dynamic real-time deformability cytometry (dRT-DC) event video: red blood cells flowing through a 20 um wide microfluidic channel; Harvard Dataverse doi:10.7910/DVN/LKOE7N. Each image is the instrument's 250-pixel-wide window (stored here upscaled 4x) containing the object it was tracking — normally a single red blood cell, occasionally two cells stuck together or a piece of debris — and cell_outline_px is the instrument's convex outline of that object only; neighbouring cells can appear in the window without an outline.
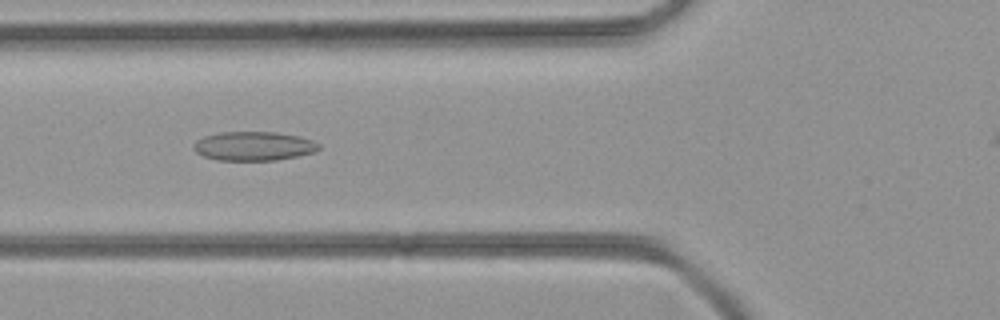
{"species": "common noctule bat (a hibernating species)", "species_latin": "Nyctalus noctula", "temperature_condition": "room temperature", "stored_images_in_passage": 38, "camera_frame_rate_fps": 3000, "um_per_image_px": 0.085, "animal": {"sex": "female", "body_mass_g": 21.9}, "frame": {"image": 1, "passage_image": 15, "time_ms": 4.667, "image_size_px": [1000, 320], "cell_outline_px": [[320, 148], [312, 152], [296, 156], [276, 160], [216, 160], [204, 156], [196, 152], [192, 148], [192, 144], [196, 140], [204, 136], [220, 132], [276, 132], [300, 136], [312, 140], [320, 144]], "centroid_in_image_um": [21.53, 12.41], "position_along_channel_um": 104.3, "area_um2": 21.21}}
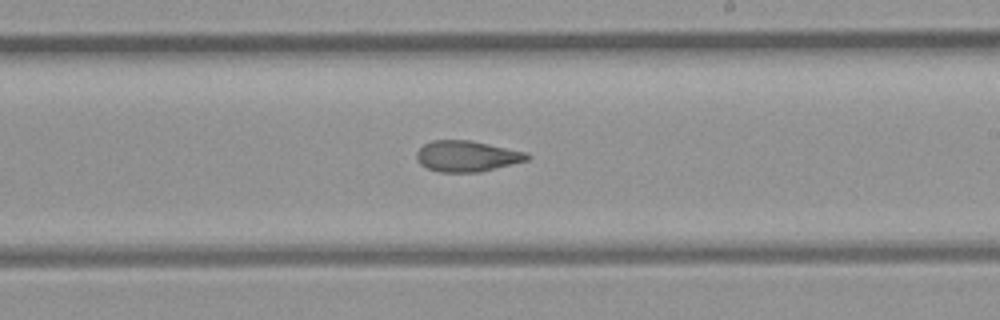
{"frame": {"image": 2, "passage_image": 24, "time_ms": 7.667, "image_size_px": [1000, 320], "cell_outline_px": [[532, 156], [528, 160], [480, 172], [440, 172], [428, 168], [420, 164], [416, 160], [416, 152], [424, 144], [432, 140], [468, 140], [528, 152]], "centroid_in_image_um": [39.69, 13.27], "position_along_channel_um": 249.3, "area_um2": 19.94}}
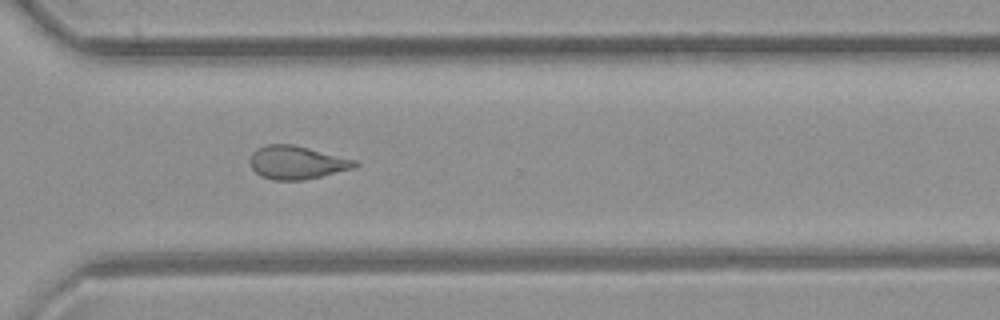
{"frame": {"image": 3, "passage_image": 30, "time_ms": 9.667, "image_size_px": [1000, 320], "cell_outline_px": [[360, 164], [352, 168], [320, 176], [300, 180], [272, 180], [260, 176], [252, 168], [252, 152], [256, 148], [268, 144], [292, 144], [356, 160]], "centroid_in_image_um": [25.21, 13.81], "position_along_channel_um": 345.4, "area_um2": 19.94}}